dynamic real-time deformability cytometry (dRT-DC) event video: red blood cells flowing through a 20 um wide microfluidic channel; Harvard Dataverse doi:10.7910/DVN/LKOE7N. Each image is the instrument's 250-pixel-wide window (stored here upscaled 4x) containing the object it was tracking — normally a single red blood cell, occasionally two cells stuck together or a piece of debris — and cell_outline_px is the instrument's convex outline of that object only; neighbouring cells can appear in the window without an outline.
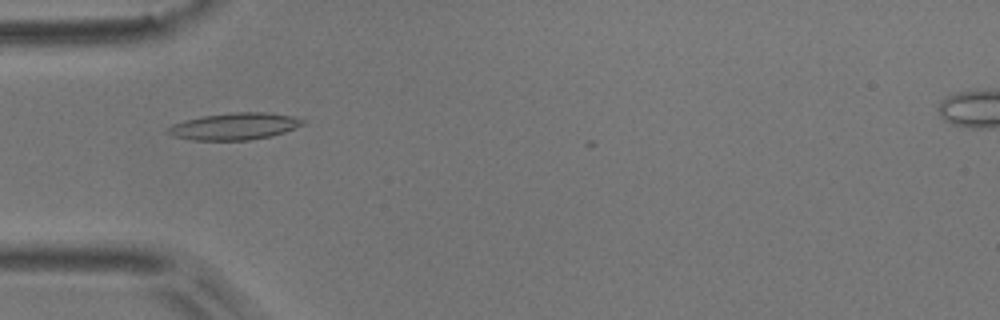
{"species": "common noctule bat (a hibernating species)", "species_latin": "Nyctalus noctula", "temperature_condition": "room temperature", "stored_images_in_passage": 6, "camera_frame_rate_fps": 3000, "um_per_image_px": 0.085, "animal": {"sex": "male", "body_mass_g": 17.9}, "frame": {"image": 1, "passage_image": 5, "time_ms": 1.333, "image_size_px": [1000, 320], "cell_outline_px": [[304, 124], [296, 128], [272, 136], [248, 140], [192, 140], [172, 136], [168, 132], [168, 128], [172, 124], [204, 116], [232, 112], [264, 112], [292, 116], [304, 120]], "centroid_in_image_um": [19.96, 10.74], "position_along_channel_um": 65.0, "area_um2": 20.92}}
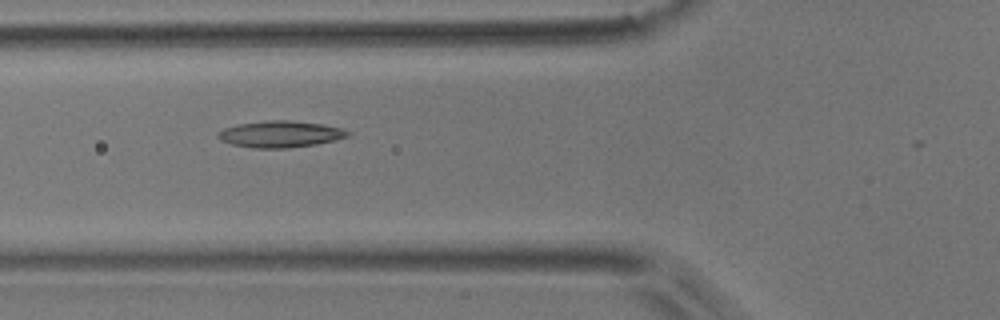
{"frame": {"image": 2, "passage_image": 6, "time_ms": 1.667, "image_size_px": [1000, 320], "cell_outline_px": [[352, 132], [348, 136], [336, 140], [316, 144], [288, 148], [252, 148], [232, 144], [220, 140], [216, 136], [224, 128], [240, 124], [268, 120], [288, 120], [320, 124], [340, 128]], "centroid_in_image_um": [23.83, 11.41], "position_along_channel_um": 102.0, "area_um2": 19.88}}